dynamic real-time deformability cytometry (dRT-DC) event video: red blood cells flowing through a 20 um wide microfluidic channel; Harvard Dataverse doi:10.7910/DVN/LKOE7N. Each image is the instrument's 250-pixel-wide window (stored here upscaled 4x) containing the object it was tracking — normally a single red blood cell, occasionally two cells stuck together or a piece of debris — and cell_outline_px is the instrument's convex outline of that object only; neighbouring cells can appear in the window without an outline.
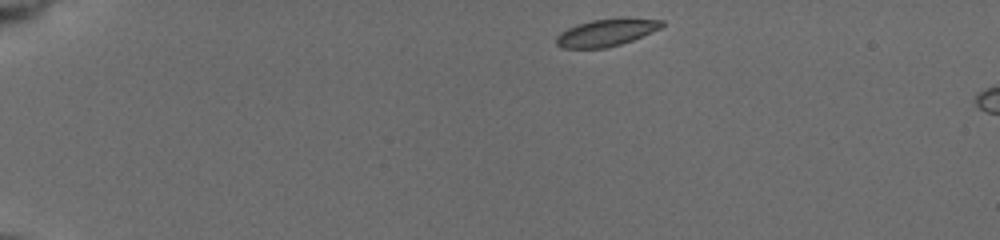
{"species": "common noctule bat (a hibernating species)", "species_latin": "Nyctalus noctula", "temperature_condition": "cold", "stored_images_in_passage": 6, "camera_frame_rate_fps": 3000, "um_per_image_px": 0.085, "animal": {"sex": "female", "body_mass_g": 19.5, "forearm_length_mm": 54.1}, "frame": {"image": 1, "passage_image": 1, "time_ms": 0.0, "image_size_px": [1000, 240], "cell_outline_px": [[664, 24], [660, 28], [632, 40], [608, 48], [560, 48], [556, 44], [556, 36], [560, 32], [576, 24], [592, 20], [628, 16], [664, 20]], "centroid_in_image_um": [51.55, 2.74], "position_along_channel_um": 33.5, "area_um2": 17.11}}